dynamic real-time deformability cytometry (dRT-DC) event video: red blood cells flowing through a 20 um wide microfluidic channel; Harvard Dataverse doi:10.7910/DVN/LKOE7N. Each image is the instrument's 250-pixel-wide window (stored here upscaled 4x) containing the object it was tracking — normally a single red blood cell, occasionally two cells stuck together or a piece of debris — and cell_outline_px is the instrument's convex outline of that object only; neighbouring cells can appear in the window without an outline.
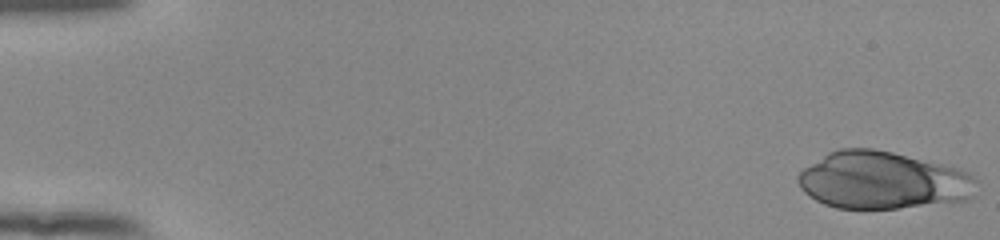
{"species": "human", "species_latin": "Homo sapiens", "temperature_condition": "room temperature", "stored_images_in_passage": 52, "camera_frame_rate_fps": 3000, "um_per_image_px": 0.085, "donor": {"sex": "female"}, "frame": {"image": 1, "passage_image": 1, "time_ms": 0.0, "image_size_px": [1000, 240], "cell_outline_px": [[976, 180], [972, 196], [968, 200], [896, 208], [836, 208], [824, 204], [808, 196], [800, 188], [796, 180], [796, 176], [804, 168], [828, 152], [840, 148], [872, 148], [892, 152], [960, 168], [968, 172]], "centroid_in_image_um": [74.99, 15.32], "position_along_channel_um": 10.0, "area_um2": 59.65}}